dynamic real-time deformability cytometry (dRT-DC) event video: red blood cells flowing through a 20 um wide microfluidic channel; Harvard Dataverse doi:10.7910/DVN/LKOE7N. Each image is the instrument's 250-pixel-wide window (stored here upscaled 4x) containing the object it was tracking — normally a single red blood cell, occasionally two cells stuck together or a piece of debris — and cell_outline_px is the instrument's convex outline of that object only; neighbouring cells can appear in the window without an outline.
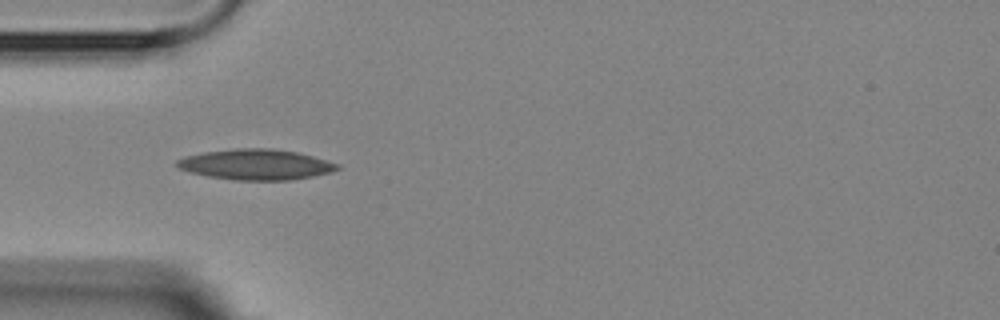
{"species": "Egyptian fruit bat (a non-hibernating species)", "species_latin": "Rousettus aegyptiacus", "temperature_condition": "room temperature", "stored_images_in_passage": 6, "camera_frame_rate_fps": 3000, "um_per_image_px": 0.085, "animal": {"sex": "female"}, "frame": {"image": 1, "passage_image": 5, "time_ms": 5.333, "image_size_px": [1000, 320], "cell_outline_px": [[340, 168], [328, 172], [312, 176], [288, 180], [232, 180], [208, 176], [192, 172], [180, 168], [176, 164], [176, 160], [188, 156], [204, 152], [236, 148], [272, 148], [296, 152], [312, 156], [340, 164]], "centroid_in_image_um": [21.76, 13.98], "position_along_channel_um": 63.2, "area_um2": 28.21}}
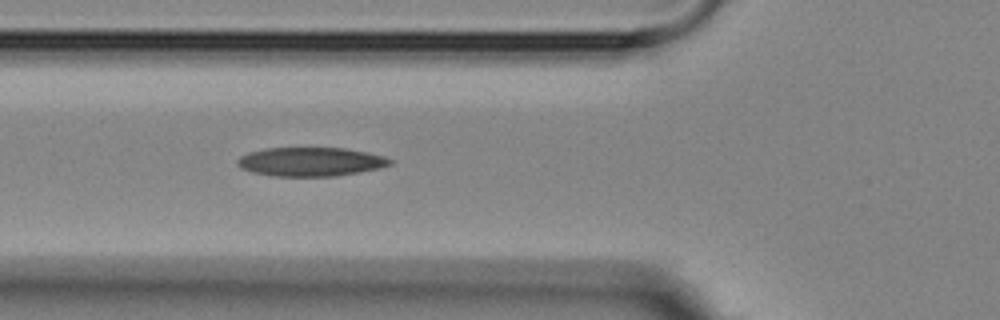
{"frame": {"image": 2, "passage_image": 6, "time_ms": 6.333, "image_size_px": [1000, 320], "cell_outline_px": [[392, 164], [380, 168], [360, 172], [336, 176], [272, 176], [252, 172], [240, 168], [236, 164], [236, 160], [240, 156], [248, 152], [264, 148], [344, 148], [368, 152], [384, 156], [392, 160]], "centroid_in_image_um": [26.38, 13.75], "position_along_channel_um": 99.4, "area_um2": 25.89}}